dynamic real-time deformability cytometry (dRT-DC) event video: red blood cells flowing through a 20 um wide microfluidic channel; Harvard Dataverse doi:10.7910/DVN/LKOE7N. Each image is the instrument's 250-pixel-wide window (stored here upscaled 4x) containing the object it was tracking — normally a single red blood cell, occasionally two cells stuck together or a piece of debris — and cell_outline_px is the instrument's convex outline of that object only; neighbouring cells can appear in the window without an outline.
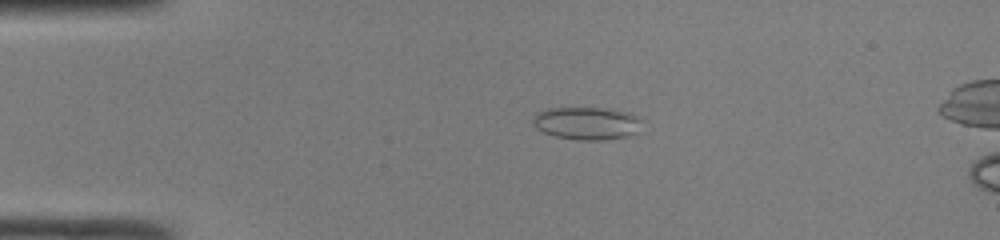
{"species": "common noctule bat (a hibernating species)", "species_latin": "Nyctalus noctula", "temperature_condition": "room temperature", "stored_images_in_passage": 38, "camera_frame_rate_fps": 3000, "um_per_image_px": 0.085, "animal": {"sex": "male", "body_mass_g": 19.0, "forearm_length_mm": 50.8}, "frame": {"image": 1, "passage_image": 1, "time_ms": 0.0, "image_size_px": [1000, 240], "cell_outline_px": [[640, 132], [628, 136], [604, 140], [576, 140], [556, 136], [544, 132], [536, 128], [532, 120], [540, 112], [548, 108], [600, 108], [624, 112], [636, 116], [640, 120]], "centroid_in_image_um": [49.89, 10.5], "position_along_channel_um": 35.1, "area_um2": 20.52}}
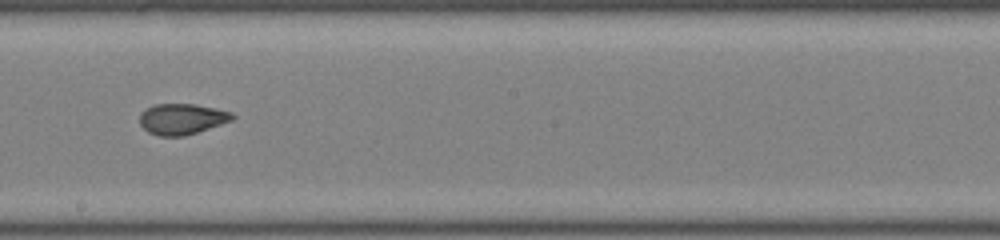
{"frame": {"image": 2, "passage_image": 18, "time_ms": 5.667, "image_size_px": [1000, 240], "cell_outline_px": [[236, 116], [232, 120], [184, 136], [160, 136], [148, 132], [140, 124], [140, 112], [156, 104], [196, 104], [232, 112]], "centroid_in_image_um": [15.46, 10.11], "position_along_channel_um": 232.7, "area_um2": 16.47}}
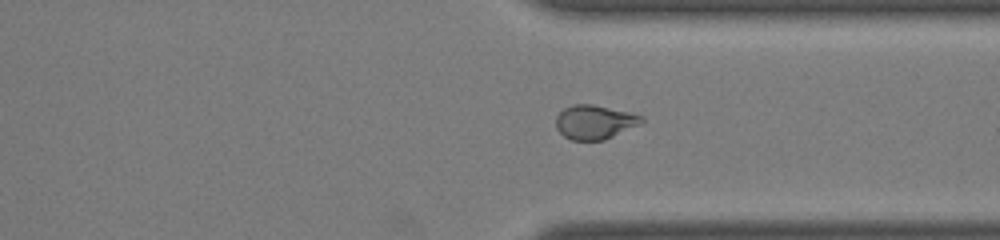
{"frame": {"image": 3, "passage_image": 27, "time_ms": 8.667, "image_size_px": [1000, 240], "cell_outline_px": [[644, 120], [640, 124], [604, 140], [572, 140], [564, 136], [556, 128], [556, 116], [564, 108], [572, 104], [592, 104], [628, 112], [644, 116]], "centroid_in_image_um": [50.53, 10.37], "position_along_channel_um": 360.9, "area_um2": 16.94}, "authors_computed_cell_mechanics": {"area_um2": 17.3978, "velocity_mm_per_s": 4.2412, "shape_relaxation_time_tau1_ms": null, "shape_relaxation_time_tau2_ms": 0.8869, "deformation_change_tau1": null, "deformation_change_tau2": 0.063}}